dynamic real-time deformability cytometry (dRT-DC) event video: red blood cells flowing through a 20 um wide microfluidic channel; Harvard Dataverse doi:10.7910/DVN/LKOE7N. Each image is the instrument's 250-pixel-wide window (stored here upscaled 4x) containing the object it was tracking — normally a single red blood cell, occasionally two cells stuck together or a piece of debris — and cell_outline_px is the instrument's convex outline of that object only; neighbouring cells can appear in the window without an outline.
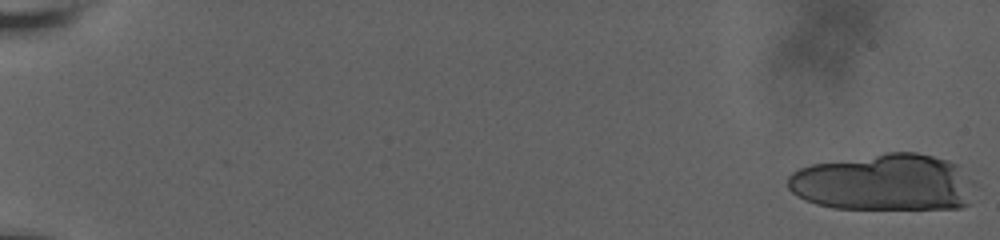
{"species": "human", "species_latin": "Homo sapiens", "temperature_condition": "room temperature", "stored_images_in_passage": 33, "camera_frame_rate_fps": 3000, "um_per_image_px": 0.085, "donor": {"sex": "male"}, "frame": {"image": 1, "passage_image": 1, "time_ms": 0.0, "image_size_px": [1000, 240], "cell_outline_px": [[976, 184], [968, 204], [960, 208], [832, 208], [816, 204], [804, 200], [796, 196], [788, 188], [788, 176], [792, 172], [800, 168], [812, 164], [884, 152], [916, 152], [948, 160], [960, 164], [976, 180]], "centroid_in_image_um": [75.2, 15.5], "position_along_channel_um": 9.8, "area_um2": 62.77}}